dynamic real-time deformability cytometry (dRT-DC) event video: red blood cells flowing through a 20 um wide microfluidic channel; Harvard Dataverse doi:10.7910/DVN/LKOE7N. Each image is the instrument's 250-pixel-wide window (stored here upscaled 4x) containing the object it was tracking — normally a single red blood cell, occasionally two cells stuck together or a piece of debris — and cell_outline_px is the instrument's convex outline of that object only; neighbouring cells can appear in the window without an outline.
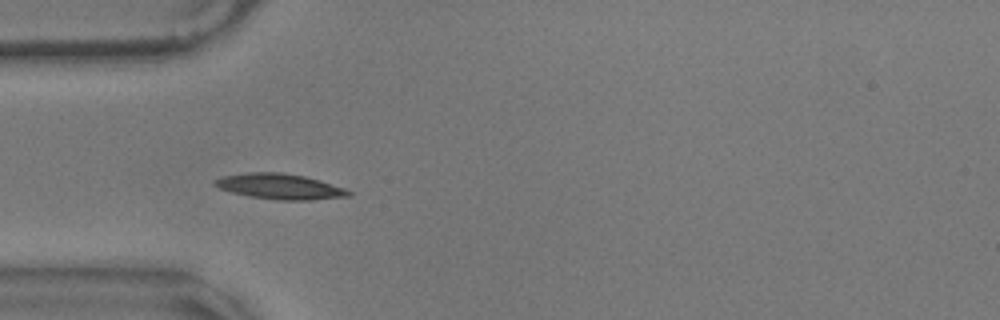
{"species": "common noctule bat (a hibernating species)", "species_latin": "Nyctalus noctula", "temperature_condition": "warm", "stored_images_in_passage": 4, "camera_frame_rate_fps": 3000, "um_per_image_px": 0.085, "animal": {"sex": "male", "body_mass_g": 17.9}, "frame": {"image": 1, "passage_image": 1, "time_ms": 0.0, "image_size_px": [1000, 320], "cell_outline_px": [[352, 196], [312, 200], [276, 200], [248, 196], [232, 192], [220, 188], [212, 184], [212, 180], [224, 176], [248, 172], [284, 172], [304, 176], [320, 180], [344, 188], [352, 192]], "centroid_in_image_um": [23.8, 15.85], "position_along_channel_um": 61.2, "area_um2": 20.0}}